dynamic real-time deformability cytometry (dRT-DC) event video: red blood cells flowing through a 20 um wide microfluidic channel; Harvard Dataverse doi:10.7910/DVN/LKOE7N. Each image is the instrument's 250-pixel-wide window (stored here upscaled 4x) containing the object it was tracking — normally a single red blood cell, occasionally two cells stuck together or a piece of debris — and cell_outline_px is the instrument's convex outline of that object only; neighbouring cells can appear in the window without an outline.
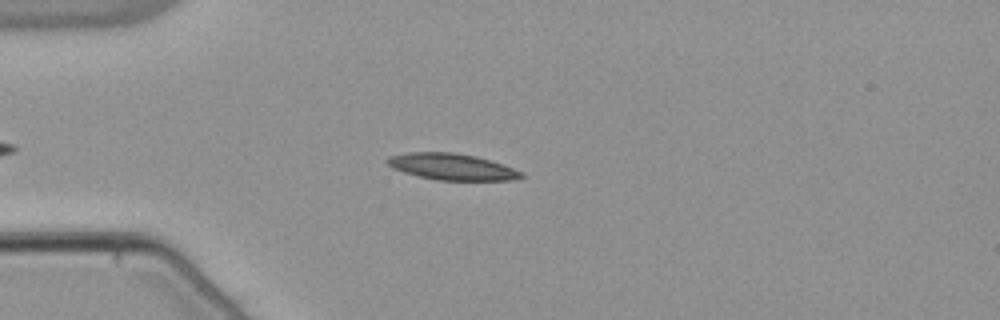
{"species": "common noctule bat (a hibernating species)", "species_latin": "Nyctalus noctula", "temperature_condition": "warm", "stored_images_in_passage": 48, "camera_frame_rate_fps": 3000, "um_per_image_px": 0.085, "animal": {"sex": "male", "body_mass_g": 21.5, "forearm_length_mm": 52.0}, "frame": {"image": 1, "passage_image": 9, "time_ms": 2.667, "image_size_px": [1000, 320], "cell_outline_px": [[524, 176], [516, 180], [436, 180], [404, 172], [392, 168], [384, 160], [388, 156], [408, 152], [452, 152], [476, 156], [524, 172]], "centroid_in_image_um": [38.38, 14.17], "position_along_channel_um": 46.6, "area_um2": 20.52}}
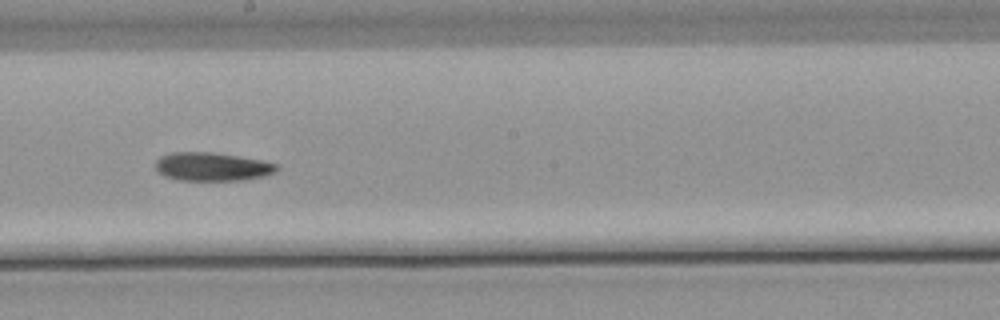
{"frame": {"image": 2, "passage_image": 25, "time_ms": 8.0, "image_size_px": [1000, 320], "cell_outline_px": [[280, 168], [276, 172], [264, 176], [244, 180], [180, 180], [164, 176], [156, 168], [156, 160], [160, 156], [172, 152], [212, 152], [260, 160], [276, 164]], "centroid_in_image_um": [18.03, 14.17], "position_along_channel_um": 230.2, "area_um2": 20.0}}
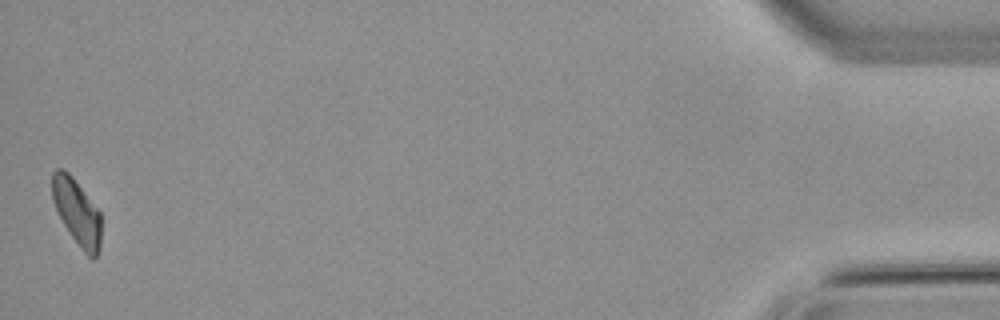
{"frame": {"image": 3, "passage_image": 48, "time_ms": 15.667, "image_size_px": [1000, 320], "cell_outline_px": [[100, 248], [96, 256], [92, 260], [80, 248], [64, 224], [52, 200], [52, 172], [56, 168], [64, 168], [72, 176], [100, 212]], "centroid_in_image_um": [6.53, 18.01], "position_along_channel_um": 428.7, "area_um2": 18.61}, "authors_computed_cell_mechanics": {"area_um2": 19.8543, "velocity_mm_per_s": 3.811, "shape_relaxation_time_tau1_ms": 3.8965, "shape_relaxation_time_tau2_ms": 5.9128, "deformation_change_tau1": 0.1167, "deformation_change_tau2": 0.1206}}